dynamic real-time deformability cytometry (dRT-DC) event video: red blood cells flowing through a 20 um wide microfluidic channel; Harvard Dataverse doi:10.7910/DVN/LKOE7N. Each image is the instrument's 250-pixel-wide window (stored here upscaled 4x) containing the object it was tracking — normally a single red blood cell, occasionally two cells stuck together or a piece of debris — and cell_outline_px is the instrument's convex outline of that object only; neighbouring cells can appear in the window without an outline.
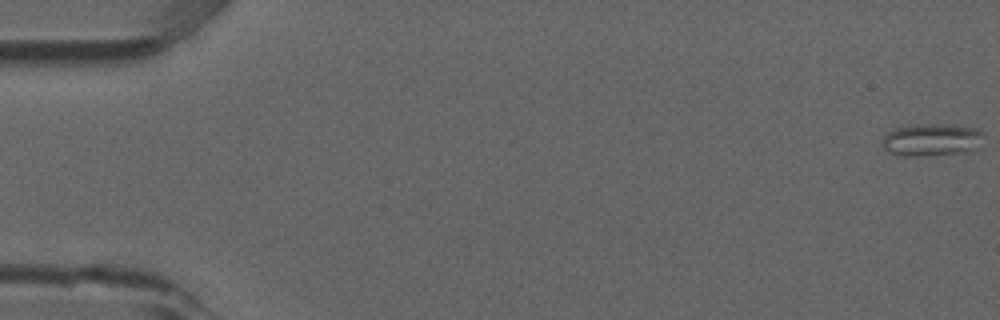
{"species": "common noctule bat (a hibernating species)", "species_latin": "Nyctalus noctula", "temperature_condition": "room temperature", "stored_images_in_passage": 12, "camera_frame_rate_fps": 3000, "um_per_image_px": 0.085, "animal": {"sex": "male", "forearm_length_mm": 52.5}, "frame": {"image": 1, "passage_image": 1, "time_ms": 0.0, "image_size_px": [1000, 320], "cell_outline_px": [[984, 136], [976, 148], [972, 152], [924, 156], [904, 156], [888, 152], [880, 144], [884, 136], [888, 132], [896, 128], [912, 124], [952, 124], [980, 128], [984, 132]], "centroid_in_image_um": [79.23, 11.88], "position_along_channel_um": 5.8, "area_um2": 19.77}}